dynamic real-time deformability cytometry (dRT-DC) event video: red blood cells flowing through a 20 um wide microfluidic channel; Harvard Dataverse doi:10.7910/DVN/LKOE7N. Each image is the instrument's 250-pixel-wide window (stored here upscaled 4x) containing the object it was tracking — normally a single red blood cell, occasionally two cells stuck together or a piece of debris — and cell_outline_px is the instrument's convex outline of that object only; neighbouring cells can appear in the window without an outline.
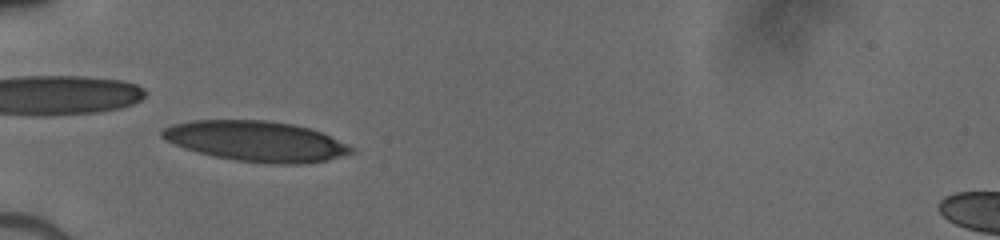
{"species": "human", "species_latin": "Homo sapiens", "temperature_condition": "cold", "stored_images_in_passage": 18, "camera_frame_rate_fps": 3000, "um_per_image_px": 0.085, "donor": {"sex": "male"}, "frame": {"image": 1, "passage_image": 17, "time_ms": 4.0, "image_size_px": [1000, 240], "cell_outline_px": [[356, 152], [324, 160], [300, 164], [280, 164], [236, 160], [216, 156], [184, 148], [164, 140], [160, 136], [160, 132], [164, 128], [172, 124], [192, 120], [268, 120], [292, 124], [308, 128], [320, 132], [352, 148]], "centroid_in_image_um": [21.7, 11.99], "position_along_channel_um": 63.3, "area_um2": 43.87}}